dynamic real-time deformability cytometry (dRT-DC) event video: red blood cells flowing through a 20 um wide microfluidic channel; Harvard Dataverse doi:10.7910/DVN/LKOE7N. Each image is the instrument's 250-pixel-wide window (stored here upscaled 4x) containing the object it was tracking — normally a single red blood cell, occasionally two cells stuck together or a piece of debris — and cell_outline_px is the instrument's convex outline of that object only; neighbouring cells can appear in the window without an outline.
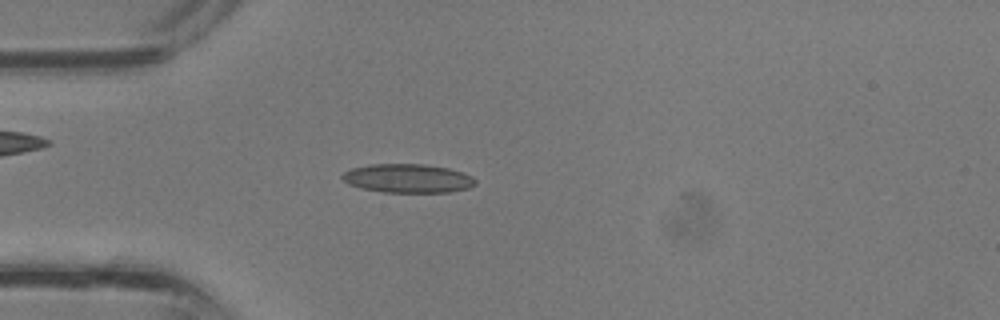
{"species": "common noctule bat (a hibernating species)", "species_latin": "Nyctalus noctula", "temperature_condition": "room temperature", "stored_images_in_passage": 34, "camera_frame_rate_fps": 3000, "um_per_image_px": 0.085, "animal": {"sex": "male", "body_mass_g": 13.3}, "frame": {"image": 1, "passage_image": 10, "time_ms": 3.0, "image_size_px": [1000, 320], "cell_outline_px": [[476, 184], [468, 188], [448, 192], [384, 192], [360, 188], [348, 184], [340, 176], [344, 172], [352, 168], [368, 164], [424, 164], [448, 168], [472, 176], [476, 180]], "centroid_in_image_um": [34.64, 15.16], "position_along_channel_um": 50.4, "area_um2": 22.31}}
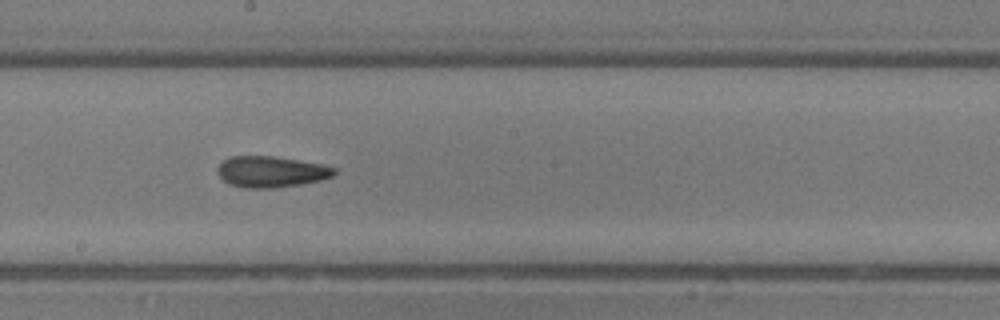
{"frame": {"image": 2, "passage_image": 20, "time_ms": 6.333, "image_size_px": [1000, 320], "cell_outline_px": [[336, 176], [320, 180], [300, 184], [276, 188], [248, 188], [232, 184], [224, 180], [216, 172], [216, 168], [228, 156], [272, 156], [320, 164], [336, 168]], "centroid_in_image_um": [23.05, 14.6], "position_along_channel_um": 225.2, "area_um2": 21.04}}
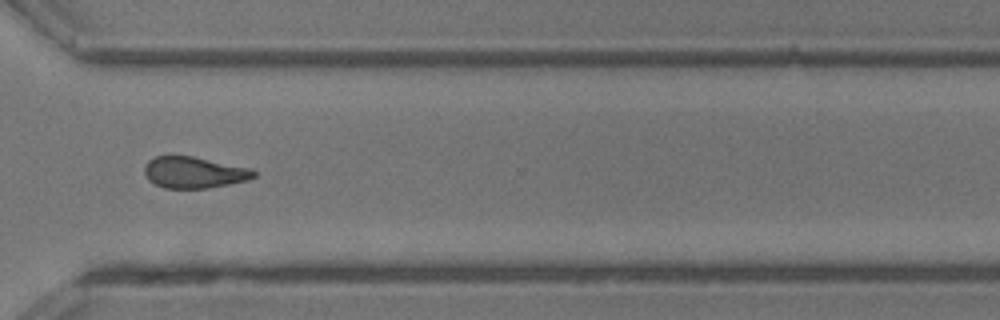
{"frame": {"image": 3, "passage_image": 27, "time_ms": 8.667, "image_size_px": [1000, 320], "cell_outline_px": [[256, 176], [248, 180], [208, 188], [164, 188], [148, 180], [144, 172], [144, 164], [148, 160], [156, 156], [192, 156], [252, 168], [256, 172]], "centroid_in_image_um": [16.49, 14.65], "position_along_channel_um": 354.1, "area_um2": 20.06}}